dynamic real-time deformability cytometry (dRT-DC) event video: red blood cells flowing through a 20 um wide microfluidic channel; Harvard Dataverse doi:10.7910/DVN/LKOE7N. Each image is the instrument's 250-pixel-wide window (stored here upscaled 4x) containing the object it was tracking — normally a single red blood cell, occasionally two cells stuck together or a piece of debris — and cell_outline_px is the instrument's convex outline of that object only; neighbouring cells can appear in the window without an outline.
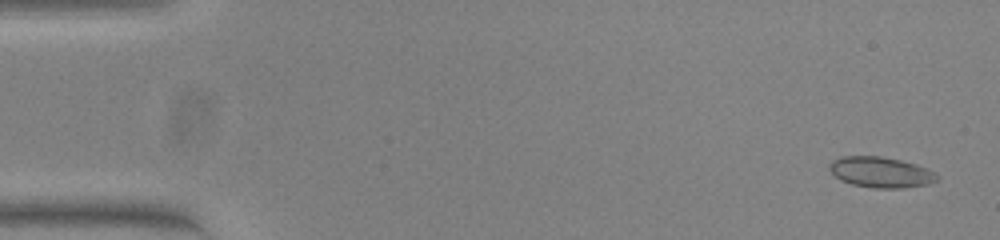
{"species": "common noctule bat (a hibernating species)", "species_latin": "Nyctalus noctula", "temperature_condition": "warm", "stored_images_in_passage": 53, "camera_frame_rate_fps": 3000, "um_per_image_px": 0.085, "animal": {"sex": "female", "body_mass_g": 23.0, "forearm_length_mm": 53.4}, "frame": {"image": 1, "passage_image": 2, "time_ms": 0.333, "image_size_px": [1000, 240], "cell_outline_px": [[940, 176], [936, 180], [928, 184], [904, 188], [872, 188], [852, 184], [840, 180], [828, 168], [828, 164], [832, 160], [840, 156], [880, 156], [900, 160], [916, 164], [928, 168], [936, 172]], "centroid_in_image_um": [74.87, 14.63], "position_along_channel_um": 10.1, "area_um2": 19.42}}
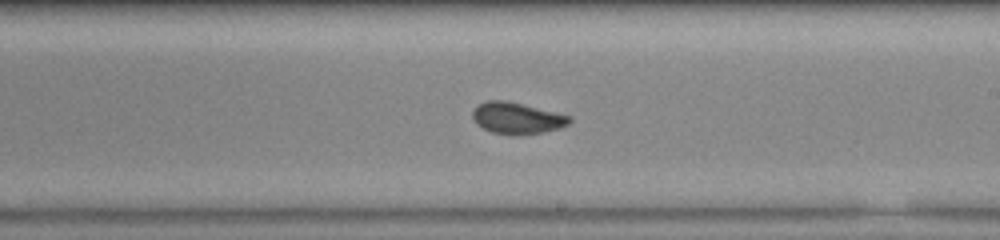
{"frame": {"image": 2, "passage_image": 31, "time_ms": 10.0, "image_size_px": [1000, 240], "cell_outline_px": [[572, 120], [568, 124], [560, 128], [544, 132], [516, 136], [492, 132], [476, 124], [472, 116], [472, 112], [480, 104], [488, 100], [504, 100], [572, 116]], "centroid_in_image_um": [43.96, 10.06], "position_along_channel_um": 245.0, "area_um2": 17.69}}
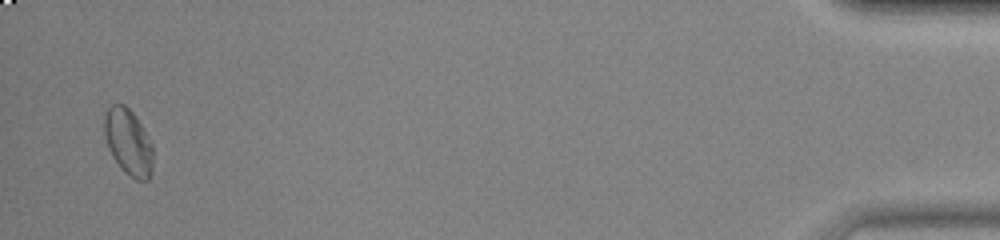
{"frame": {"image": 3, "passage_image": 52, "time_ms": 17.0, "image_size_px": [1000, 240], "cell_outline_px": [[152, 172], [148, 180], [136, 180], [128, 176], [120, 168], [112, 156], [108, 148], [104, 132], [104, 116], [108, 108], [112, 104], [124, 104], [136, 116], [152, 144]], "centroid_in_image_um": [10.9, 12.09], "position_along_channel_um": 424.3, "area_um2": 18.84}, "authors_computed_cell_mechanics": {"area_um2": 17.918, "velocity_mm_per_s": 3.817, "shape_relaxation_time_tau1_ms": 6.0697, "shape_relaxation_time_tau2_ms": 0.9259, "deformation_change_tau1": 0.1248, "deformation_change_tau2": 0.0386}}